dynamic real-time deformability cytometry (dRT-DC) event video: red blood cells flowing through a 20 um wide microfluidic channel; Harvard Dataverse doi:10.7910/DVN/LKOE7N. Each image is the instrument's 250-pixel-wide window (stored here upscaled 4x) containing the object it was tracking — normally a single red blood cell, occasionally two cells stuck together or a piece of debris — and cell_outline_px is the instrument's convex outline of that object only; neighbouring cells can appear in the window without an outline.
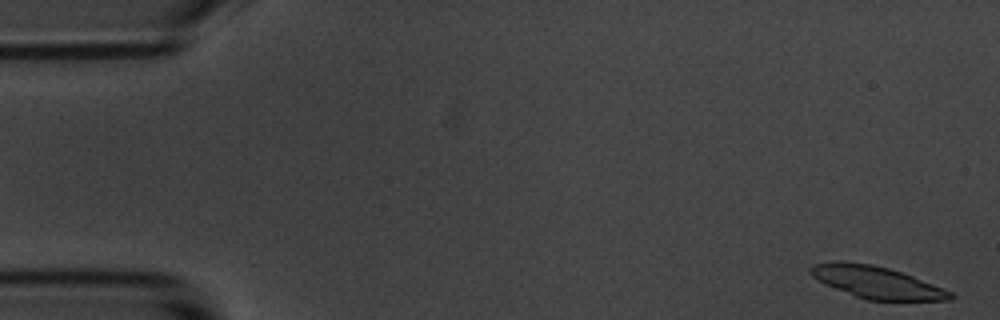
{"species": "common noctule bat (a hibernating species)", "species_latin": "Nyctalus noctula", "temperature_condition": "room temperature", "stored_images_in_passage": 10, "camera_frame_rate_fps": 3000, "um_per_image_px": 0.085, "animal": {"sex": "male", "body_mass_g": 20.1, "forearm_length_mm": 53.5}, "frame": {"image": 1, "passage_image": 1, "time_ms": 0.0, "image_size_px": [1000, 320], "cell_outline_px": [[956, 296], [952, 300], [868, 300], [856, 296], [824, 284], [816, 280], [808, 272], [808, 268], [812, 264], [836, 260], [844, 260], [872, 264], [888, 268], [912, 276], [944, 288], [952, 292]], "centroid_in_image_um": [74.46, 23.97], "position_along_channel_um": 10.5, "area_um2": 26.3}}
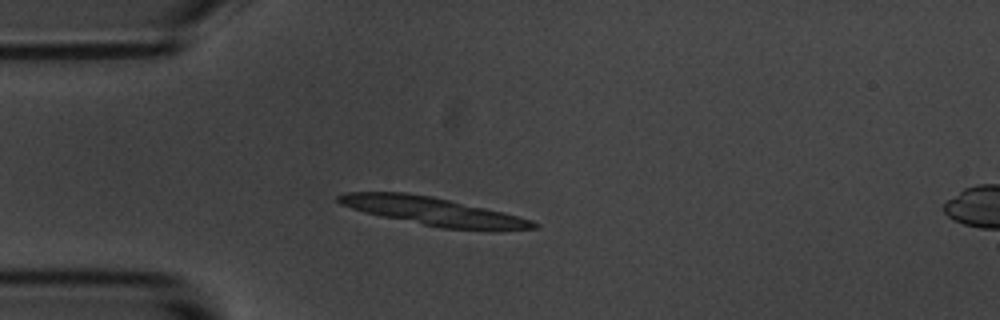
{"frame": {"image": 2, "passage_image": 4, "time_ms": 4.333, "image_size_px": [1000, 320], "cell_outline_px": [[540, 228], [440, 228], [380, 216], [364, 212], [340, 204], [336, 200], [336, 196], [344, 192], [404, 192], [432, 196], [504, 212], [532, 220], [540, 224]], "centroid_in_image_um": [36.69, 17.92], "position_along_channel_um": 48.3, "area_um2": 31.27}}